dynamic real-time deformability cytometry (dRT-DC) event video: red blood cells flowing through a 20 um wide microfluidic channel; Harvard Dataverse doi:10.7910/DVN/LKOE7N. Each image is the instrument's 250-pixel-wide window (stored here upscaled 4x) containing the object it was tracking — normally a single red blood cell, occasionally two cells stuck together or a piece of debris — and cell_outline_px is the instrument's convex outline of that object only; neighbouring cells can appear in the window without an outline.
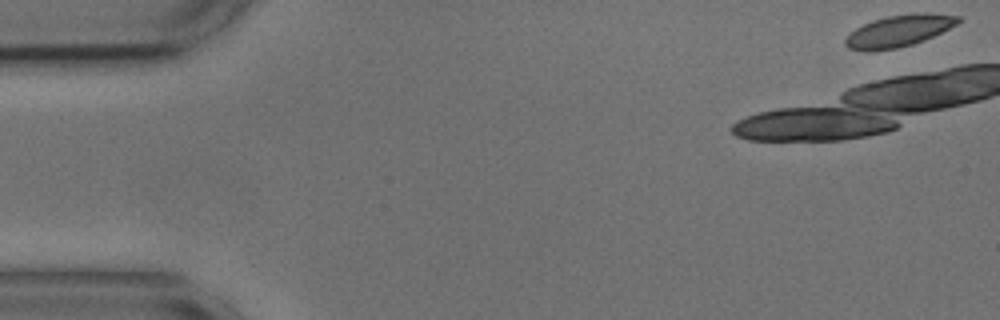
{"species": "common noctule bat (a hibernating species)", "species_latin": "Nyctalus noctula", "temperature_condition": "cold", "stored_images_in_passage": 12, "camera_frame_rate_fps": 3000, "um_per_image_px": 0.085, "animal": {"sex": "male", "body_mass_g": 17.9, "forearm_length_mm": 54.2}, "frame": {"image": 1, "passage_image": 1, "time_ms": 0.0, "image_size_px": [1000, 320], "cell_outline_px": [[960, 20], [956, 24], [924, 40], [912, 44], [896, 48], [872, 52], [864, 52], [848, 48], [844, 44], [844, 40], [856, 28], [872, 20], [888, 16], [916, 12], [928, 12], [960, 16]], "centroid_in_image_um": [76.37, 2.63], "position_along_channel_um": 8.6, "area_um2": 20.87}}